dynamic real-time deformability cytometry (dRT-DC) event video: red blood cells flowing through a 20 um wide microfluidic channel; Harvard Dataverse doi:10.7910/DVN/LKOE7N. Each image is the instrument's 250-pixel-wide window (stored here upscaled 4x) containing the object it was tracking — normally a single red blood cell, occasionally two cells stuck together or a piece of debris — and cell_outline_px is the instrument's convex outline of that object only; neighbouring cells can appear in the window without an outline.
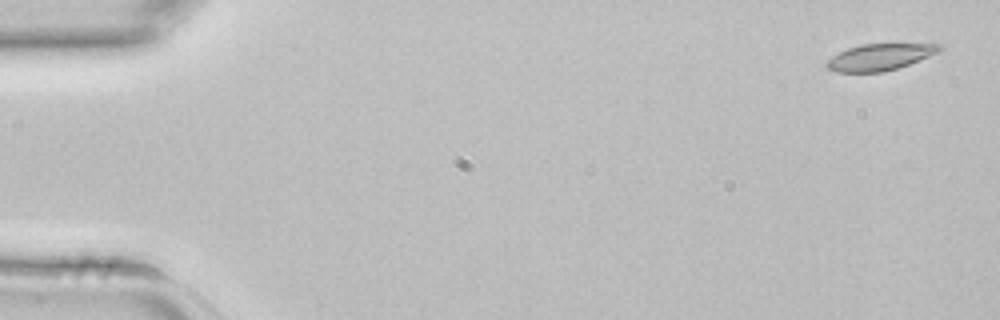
{"species": "common noctule bat (a hibernating species)", "species_latin": "Nyctalus noctula", "temperature_condition": "room temperature", "stored_images_in_passage": 5, "segment_of_instrument_passage": [1, 2], "camera_frame_rate_fps": 3000, "um_per_image_px": 0.085, "animal": {"sex": "female", "body_mass_g": 22.7, "forearm_length_mm": 54.2}, "frame": {"image": 1, "passage_image": 1, "time_ms": 0.0, "image_size_px": [1000, 320], "cell_outline_px": [[944, 48], [940, 52], [908, 64], [896, 68], [880, 72], [836, 72], [828, 68], [824, 64], [832, 56], [848, 48], [864, 44], [940, 44]], "centroid_in_image_um": [74.79, 4.85], "position_along_channel_um": 10.2, "area_um2": 17.22}}
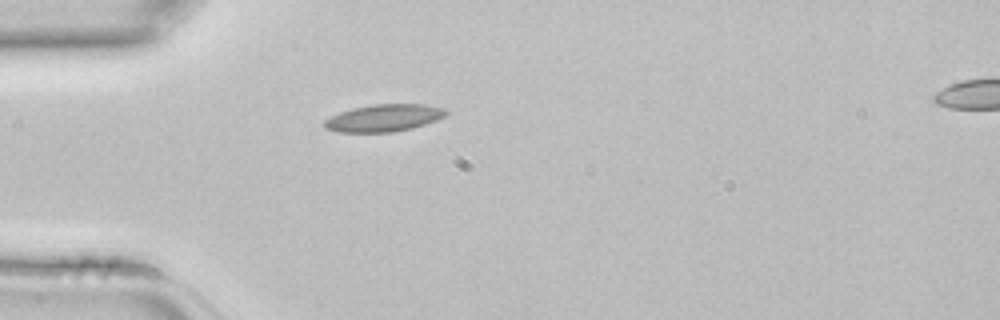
{"frame": {"image": 2, "passage_image": 4, "time_ms": 1.0, "image_size_px": [1000, 320], "cell_outline_px": [[448, 112], [444, 116], [436, 120], [412, 128], [392, 132], [340, 132], [324, 128], [324, 120], [340, 112], [352, 108], [372, 104], [424, 104], [444, 108]], "centroid_in_image_um": [32.62, 10.02], "position_along_channel_um": 52.4, "area_um2": 19.19}}